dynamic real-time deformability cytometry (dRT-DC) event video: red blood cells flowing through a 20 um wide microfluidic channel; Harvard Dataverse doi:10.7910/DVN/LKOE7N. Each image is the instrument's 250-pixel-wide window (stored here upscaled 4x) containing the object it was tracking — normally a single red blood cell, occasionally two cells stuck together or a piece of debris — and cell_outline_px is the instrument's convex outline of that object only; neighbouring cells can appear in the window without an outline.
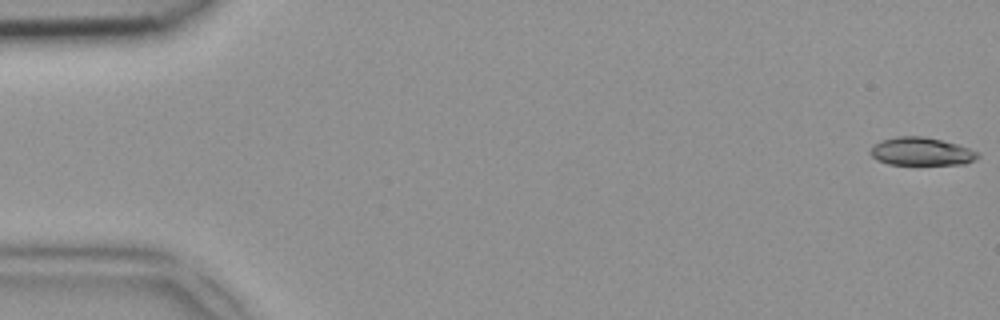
{"species": "common noctule bat (a hibernating species)", "species_latin": "Nyctalus noctula", "temperature_condition": "room temperature", "stored_images_in_passage": 49, "camera_frame_rate_fps": 3000, "um_per_image_px": 0.085, "animal": {"sex": "female", "body_mass_g": 18.4}, "frame": {"image": 1, "passage_image": 1, "time_ms": 0.0, "image_size_px": [1000, 320], "cell_outline_px": [[980, 156], [976, 160], [964, 164], [888, 164], [876, 160], [868, 152], [880, 140], [900, 136], [924, 136], [956, 144], [968, 148], [976, 152]], "centroid_in_image_um": [78.29, 12.88], "position_along_channel_um": 6.7, "area_um2": 17.4}}
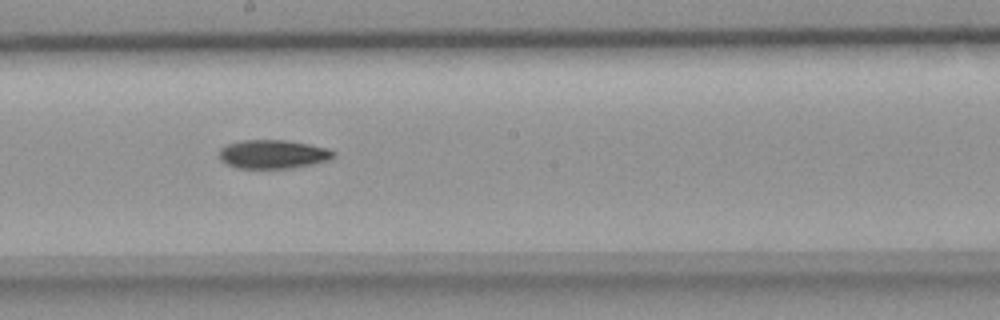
{"frame": {"image": 2, "passage_image": 27, "time_ms": 8.667, "image_size_px": [1000, 320], "cell_outline_px": [[336, 156], [328, 160], [288, 168], [240, 168], [228, 164], [220, 160], [220, 148], [228, 144], [244, 140], [284, 140], [308, 144], [328, 148], [336, 152]], "centroid_in_image_um": [23.21, 13.1], "position_along_channel_um": 225.0, "area_um2": 18.84}}
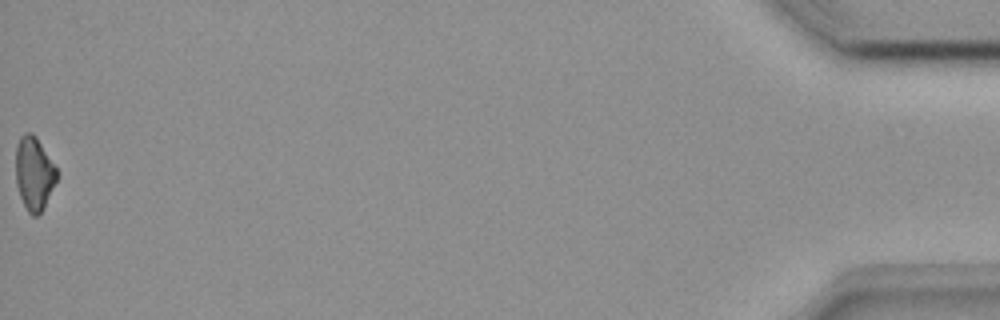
{"frame": {"image": 3, "passage_image": 49, "time_ms": 16.0, "image_size_px": [1000, 320], "cell_outline_px": [[60, 176], [40, 212], [36, 216], [32, 216], [28, 212], [20, 196], [16, 184], [16, 144], [20, 136], [24, 132], [32, 132], [36, 136], [56, 168]], "centroid_in_image_um": [2.9, 14.71], "position_along_channel_um": 432.3, "area_um2": 17.57}}